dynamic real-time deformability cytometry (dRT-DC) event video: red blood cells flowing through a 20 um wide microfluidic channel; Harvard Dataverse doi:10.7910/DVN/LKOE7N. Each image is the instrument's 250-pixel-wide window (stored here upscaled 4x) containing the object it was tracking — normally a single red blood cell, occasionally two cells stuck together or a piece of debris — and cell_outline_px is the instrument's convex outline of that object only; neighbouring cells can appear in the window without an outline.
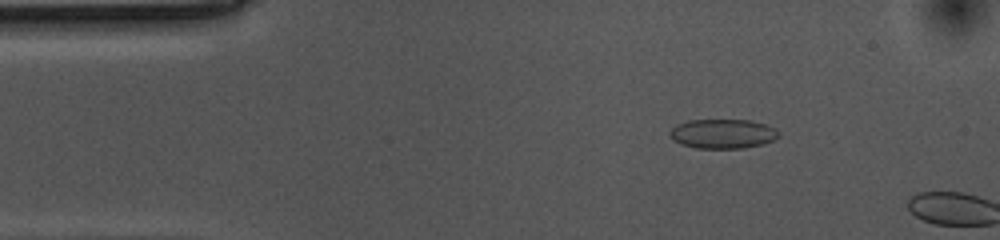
{"species": "common noctule bat (a hibernating species)", "species_latin": "Nyctalus noctula", "temperature_condition": "cold", "stored_images_in_passage": 8, "camera_frame_rate_fps": 3000, "um_per_image_px": 0.085, "animal": {"sex": "female", "body_mass_g": 10.0, "forearm_length_mm": 53.1}, "frame": {"image": 1, "passage_image": 7, "time_ms": 2.0, "image_size_px": [1000, 240], "cell_outline_px": [[780, 136], [776, 140], [744, 148], [696, 148], [680, 144], [672, 140], [668, 136], [668, 132], [676, 124], [688, 120], [748, 120], [764, 124], [776, 128], [780, 132]], "centroid_in_image_um": [61.41, 11.37], "position_along_channel_um": 23.6, "area_um2": 18.9}}